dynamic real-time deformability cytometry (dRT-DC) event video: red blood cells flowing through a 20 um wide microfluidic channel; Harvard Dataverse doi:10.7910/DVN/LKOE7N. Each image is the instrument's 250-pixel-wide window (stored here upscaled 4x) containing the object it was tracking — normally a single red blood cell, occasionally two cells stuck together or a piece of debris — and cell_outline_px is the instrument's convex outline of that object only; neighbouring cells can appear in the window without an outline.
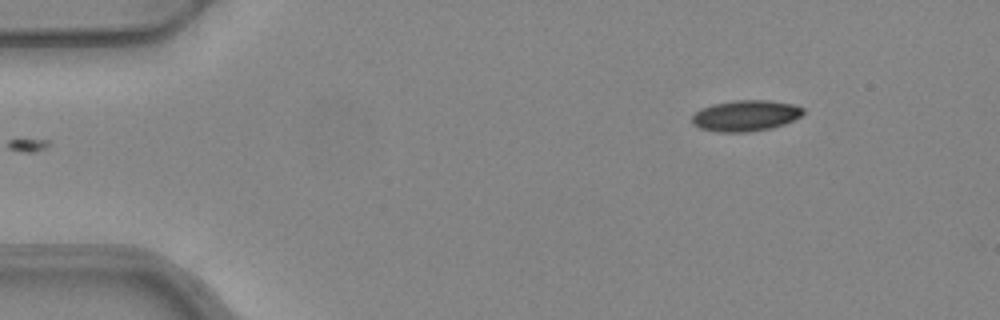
{"species": "common noctule bat (a hibernating species)", "species_latin": "Nyctalus noctula", "temperature_condition": "warm", "stored_images_in_passage": 47, "camera_frame_rate_fps": 3000, "um_per_image_px": 0.085, "animal": {"sex": "female", "body_mass_g": 24.6, "forearm_length_mm": 56.2}, "frame": {"image": 1, "passage_image": 1, "time_ms": 0.0, "image_size_px": [1000, 320], "cell_outline_px": [[804, 112], [800, 116], [784, 124], [768, 128], [748, 132], [720, 132], [700, 128], [692, 124], [692, 116], [700, 108], [712, 104], [736, 100], [768, 100], [792, 104], [804, 108]], "centroid_in_image_um": [63.35, 9.82], "position_along_channel_um": 21.7, "area_um2": 19.94}}
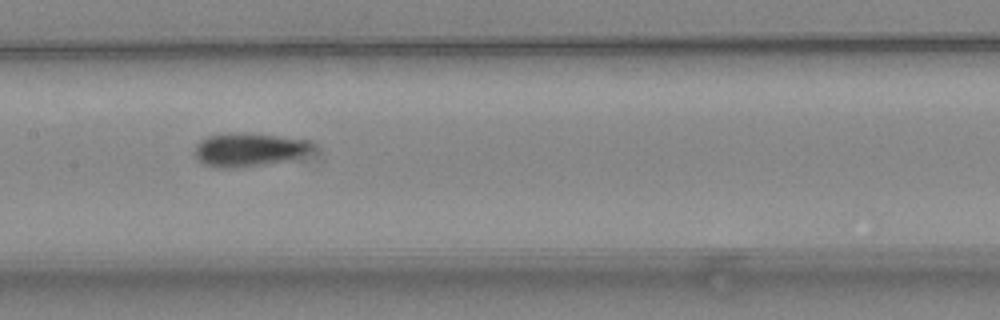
{"frame": {"image": 2, "passage_image": 20, "time_ms": 6.333, "image_size_px": [1000, 320], "cell_outline_px": [[312, 148], [288, 160], [232, 168], [216, 168], [204, 164], [196, 160], [196, 144], [200, 140], [208, 136], [232, 132], [236, 132], [280, 136], [308, 140], [312, 144]], "centroid_in_image_um": [21.06, 12.71], "position_along_channel_um": 186.3, "area_um2": 22.48}}
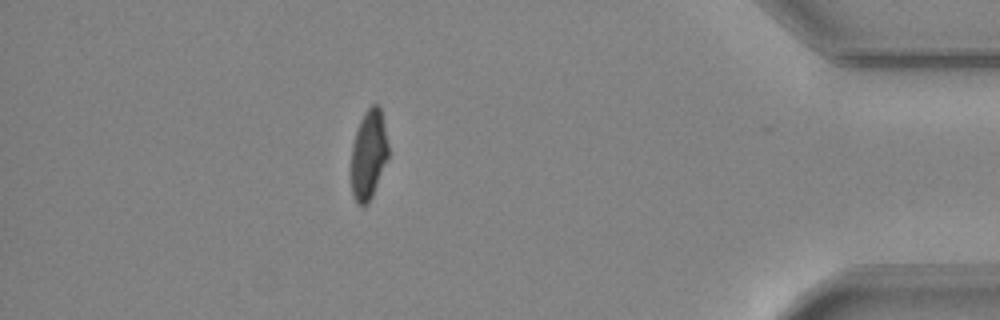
{"frame": {"image": 3, "passage_image": 40, "time_ms": 13.0, "image_size_px": [1000, 320], "cell_outline_px": [[388, 156], [372, 196], [368, 204], [356, 204], [352, 192], [352, 144], [360, 120], [364, 112], [372, 104], [376, 104], [380, 108], [388, 144]], "centroid_in_image_um": [31.32, 13.13], "position_along_channel_um": 403.9, "area_um2": 18.96}, "authors_computed_cell_mechanics": {"area_um2": 21.0392, "velocity_mm_per_s": 3.9704, "shape_relaxation_time_tau1_ms": 5.8371, "shape_relaxation_time_tau2_ms": 2.3585, "deformation_change_tau1": 0.1548, "deformation_change_tau2": 0.0582}}